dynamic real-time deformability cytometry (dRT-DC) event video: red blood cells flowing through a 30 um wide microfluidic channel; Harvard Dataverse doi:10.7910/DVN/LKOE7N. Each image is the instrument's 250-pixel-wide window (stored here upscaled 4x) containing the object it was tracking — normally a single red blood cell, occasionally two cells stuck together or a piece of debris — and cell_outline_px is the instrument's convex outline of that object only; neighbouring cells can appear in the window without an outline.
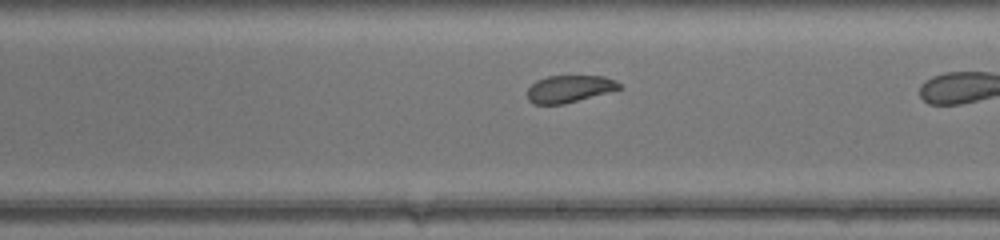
{"species": "common noctule bat (a hibernating species)", "species_latin": "Nyctalus noctula", "temperature_condition": "warm", "stored_images_in_passage": 23, "camera_frame_rate_fps": 3000, "um_per_image_px": 0.085, "animal": {"sex": "female", "body_mass_g": 17.0, "forearm_length_mm": 48.0}, "frame": {"image": 1, "passage_image": 14, "time_ms": 4.333, "image_size_px": [1000, 240], "cell_outline_px": [[620, 88], [564, 104], [536, 104], [528, 100], [528, 88], [536, 80], [548, 76], [604, 76], [616, 80], [620, 84]], "centroid_in_image_um": [48.36, 7.54], "position_along_channel_um": 240.6, "area_um2": 14.28}}